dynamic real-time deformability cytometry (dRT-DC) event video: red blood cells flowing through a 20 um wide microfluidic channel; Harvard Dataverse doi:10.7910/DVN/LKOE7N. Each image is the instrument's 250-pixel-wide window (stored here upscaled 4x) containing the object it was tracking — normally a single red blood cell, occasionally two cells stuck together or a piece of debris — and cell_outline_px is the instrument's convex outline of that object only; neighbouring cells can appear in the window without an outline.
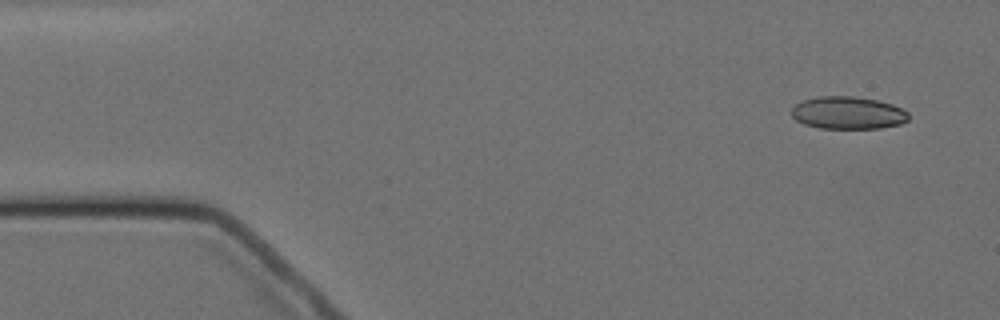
{"species": "Egyptian fruit bat (a non-hibernating species)", "species_latin": "Rousettus aegyptiacus", "temperature_condition": "cold", "stored_images_in_passage": 8, "camera_frame_rate_fps": 3000, "um_per_image_px": 0.085, "animal": {"sex": "female"}, "frame": {"image": 1, "passage_image": 1, "time_ms": 0.0, "image_size_px": [1000, 320], "cell_outline_px": [[908, 120], [900, 124], [880, 128], [820, 128], [804, 124], [796, 120], [792, 116], [792, 108], [796, 104], [804, 100], [816, 96], [852, 96], [876, 100], [892, 104], [908, 112]], "centroid_in_image_um": [72.06, 9.59], "position_along_channel_um": 12.9, "area_um2": 22.08}}
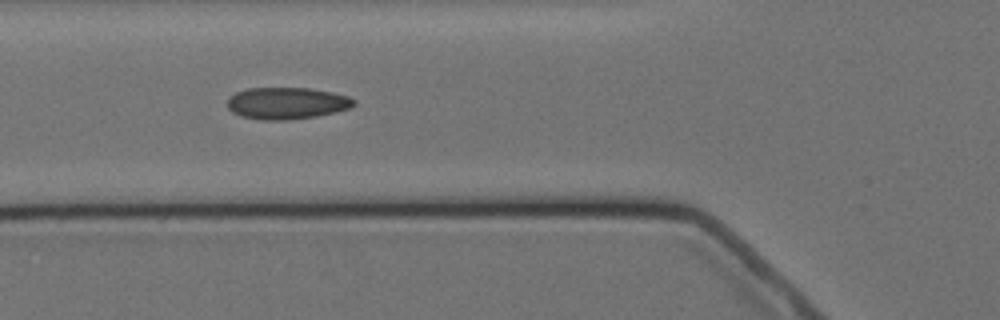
{"frame": {"image": 2, "passage_image": 5, "time_ms": 5.333, "image_size_px": [1000, 320], "cell_outline_px": [[356, 104], [352, 108], [316, 116], [288, 120], [264, 120], [240, 116], [232, 112], [228, 108], [228, 100], [236, 92], [248, 88], [312, 88], [332, 92], [348, 96], [356, 100]], "centroid_in_image_um": [24.41, 8.77], "position_along_channel_um": 101.4, "area_um2": 23.52}}
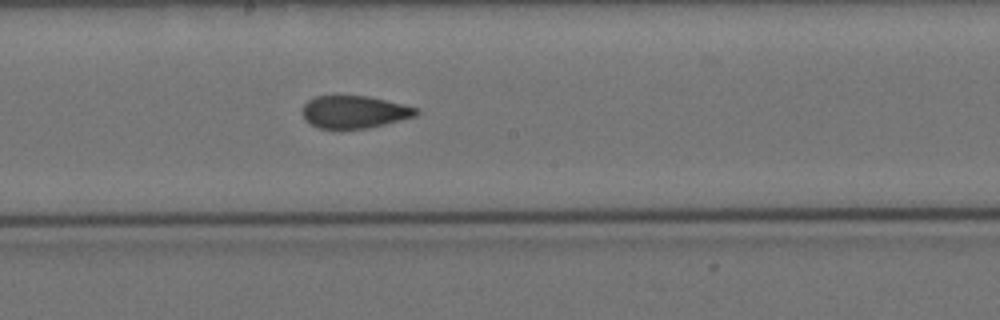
{"frame": {"image": 3, "passage_image": 8, "time_ms": 8.667, "image_size_px": [1000, 320], "cell_outline_px": [[420, 112], [416, 116], [368, 128], [320, 128], [304, 120], [300, 112], [304, 104], [308, 100], [316, 96], [368, 96], [416, 108]], "centroid_in_image_um": [30.06, 9.51], "position_along_channel_um": 218.1, "area_um2": 21.33}}